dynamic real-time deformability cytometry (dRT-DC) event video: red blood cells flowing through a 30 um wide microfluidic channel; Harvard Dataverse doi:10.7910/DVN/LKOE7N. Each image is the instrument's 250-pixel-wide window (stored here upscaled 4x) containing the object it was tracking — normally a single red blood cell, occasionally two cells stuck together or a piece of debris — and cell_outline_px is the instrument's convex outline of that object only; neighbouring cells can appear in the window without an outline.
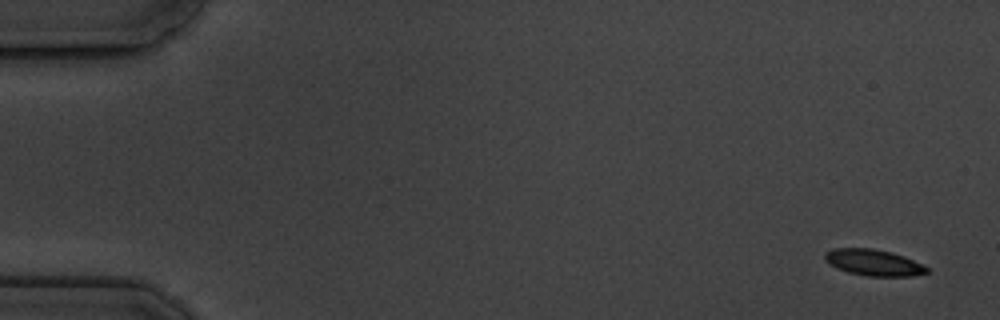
{"species": "common noctule bat (a hibernating species)", "species_latin": "Nyctalus noctula", "temperature_condition": "cold", "stored_images_in_passage": 6, "camera_frame_rate_fps": 3000, "um_per_image_px": 0.085, "animal": {"sex": "male", "body_mass_g": 19.5, "forearm_length_mm": 54.6}, "frame": {"image": 1, "passage_image": 1, "time_ms": 0.0, "image_size_px": [1000, 320], "cell_outline_px": [[928, 272], [912, 276], [868, 276], [848, 272], [836, 268], [824, 260], [824, 252], [832, 248], [872, 248], [892, 252], [904, 256], [928, 268]], "centroid_in_image_um": [74.2, 22.3], "position_along_channel_um": 10.8, "area_um2": 15.61}}